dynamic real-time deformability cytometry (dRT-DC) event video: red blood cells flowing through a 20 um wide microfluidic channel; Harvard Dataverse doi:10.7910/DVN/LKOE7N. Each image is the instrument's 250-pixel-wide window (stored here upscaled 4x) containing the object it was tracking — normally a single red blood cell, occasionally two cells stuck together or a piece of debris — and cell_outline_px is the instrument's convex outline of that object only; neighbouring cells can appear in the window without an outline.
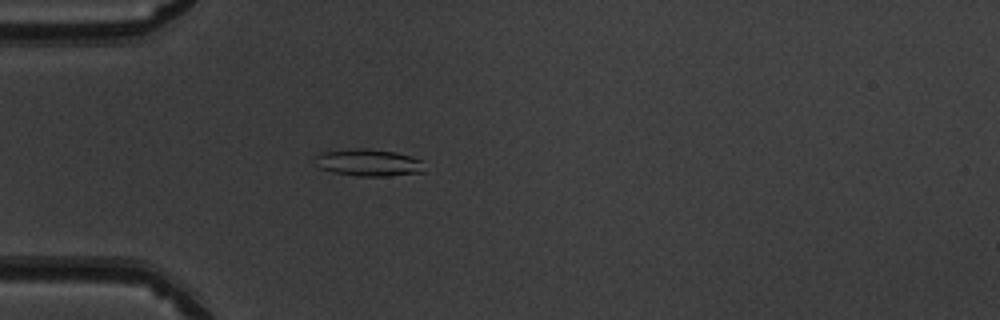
{"species": "common noctule bat (a hibernating species)", "species_latin": "Nyctalus noctula", "temperature_condition": "warm", "stored_images_in_passage": 33, "camera_frame_rate_fps": 3000, "um_per_image_px": 0.085, "animal": {"sex": "male", "body_mass_g": 19.5, "forearm_length_mm": 54.6}, "frame": {"image": 1, "passage_image": 1, "time_ms": 0.0, "image_size_px": [1000, 320], "cell_outline_px": [[424, 172], [388, 176], [360, 176], [332, 172], [320, 168], [316, 156], [324, 152], [356, 148], [368, 148], [396, 152], [424, 160]], "centroid_in_image_um": [31.41, 13.82], "position_along_channel_um": 53.6, "area_um2": 17.17}}
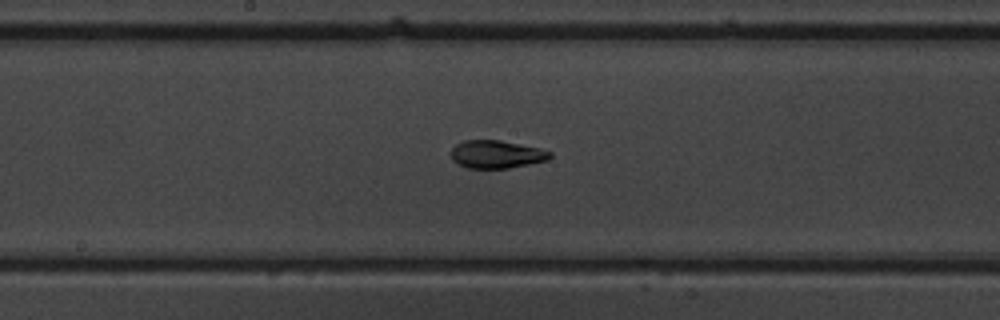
{"frame": {"image": 2, "passage_image": 13, "time_ms": 4.0, "image_size_px": [1000, 320], "cell_outline_px": [[552, 156], [548, 160], [508, 168], [468, 168], [452, 160], [452, 148], [456, 144], [464, 140], [500, 140], [536, 148], [552, 152]], "centroid_in_image_um": [42.19, 13.11], "position_along_channel_um": 206.0, "area_um2": 15.84}}
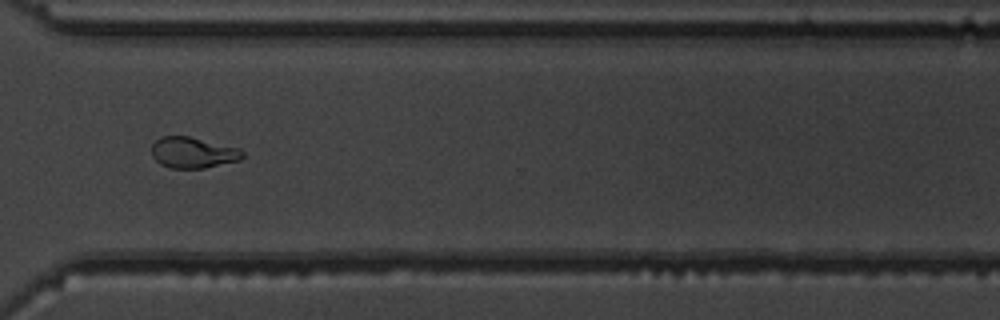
{"frame": {"image": 3, "passage_image": 24, "time_ms": 7.667, "image_size_px": [1000, 320], "cell_outline_px": [[244, 156], [240, 160], [204, 168], [172, 168], [160, 164], [152, 156], [152, 144], [160, 136], [188, 136], [240, 148], [244, 152]], "centroid_in_image_um": [16.41, 12.97], "position_along_channel_um": 354.2, "area_um2": 16.42}, "authors_computed_cell_mechanics": {"area_um2": 16.473, "velocity_mm_per_s": 4.0515, "shape_relaxation_time_tau1_ms": 5.5985, "shape_relaxation_time_tau2_ms": 1.4869, "deformation_change_tau1": 0.1833, "deformation_change_tau2": 0.0611}}